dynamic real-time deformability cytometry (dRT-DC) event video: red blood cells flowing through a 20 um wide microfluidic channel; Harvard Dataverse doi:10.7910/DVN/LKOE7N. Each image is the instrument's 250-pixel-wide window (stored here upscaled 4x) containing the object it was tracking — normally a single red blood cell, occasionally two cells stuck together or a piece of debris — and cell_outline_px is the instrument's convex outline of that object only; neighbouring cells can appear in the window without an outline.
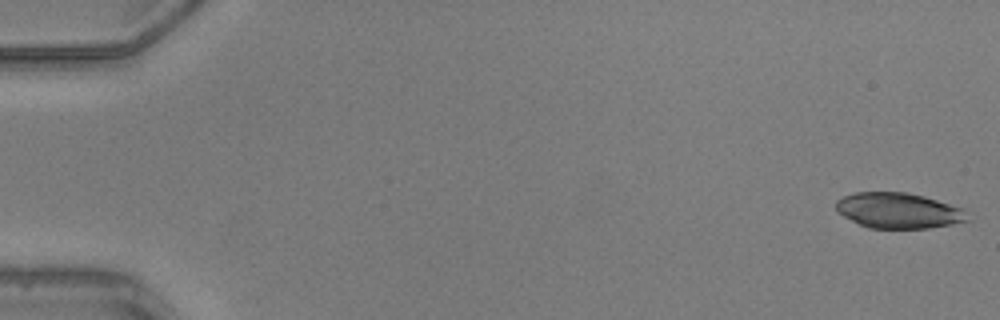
{"species": "common noctule bat (a hibernating species)", "species_latin": "Nyctalus noctula", "temperature_condition": "warm", "stored_images_in_passage": 16, "camera_frame_rate_fps": 3000, "um_per_image_px": 0.085, "animal": {"sex": "male", "body_mass_g": 20.5, "forearm_length_mm": 52.5}, "frame": {"image": 1, "passage_image": 1, "time_ms": 0.0, "image_size_px": [1000, 320], "cell_outline_px": [[972, 220], [952, 224], [928, 228], [868, 228], [836, 212], [836, 200], [844, 196], [856, 192], [908, 192], [924, 196], [964, 208]], "centroid_in_image_um": [76.41, 17.89], "position_along_channel_um": 8.6, "area_um2": 27.4}}